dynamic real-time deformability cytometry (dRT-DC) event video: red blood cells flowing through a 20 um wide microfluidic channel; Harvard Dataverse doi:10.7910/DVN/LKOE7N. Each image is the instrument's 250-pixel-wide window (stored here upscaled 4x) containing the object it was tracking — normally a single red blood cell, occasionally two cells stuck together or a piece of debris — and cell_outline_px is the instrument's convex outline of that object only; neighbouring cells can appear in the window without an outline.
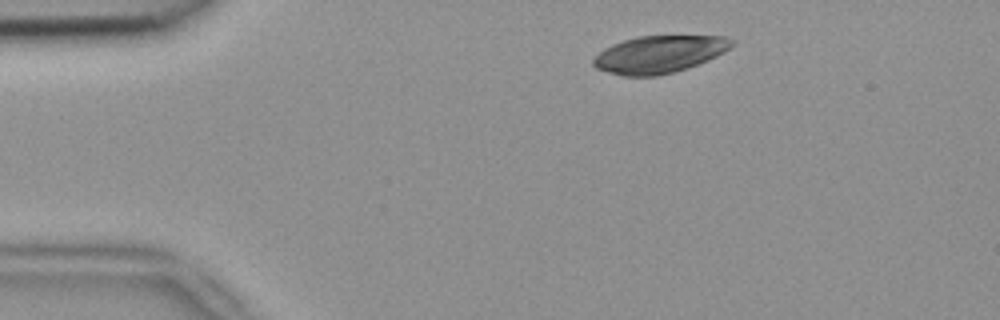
{"species": "common noctule bat (a hibernating species)", "species_latin": "Nyctalus noctula", "temperature_condition": "room temperature", "stored_images_in_passage": 5, "camera_frame_rate_fps": 3000, "um_per_image_px": 0.085, "animal": {"sex": "female", "body_mass_g": 18.4}, "frame": {"image": 1, "passage_image": 1, "time_ms": 0.0, "image_size_px": [1000, 320], "cell_outline_px": [[736, 44], [724, 52], [708, 60], [688, 68], [656, 76], [624, 76], [608, 72], [596, 68], [592, 64], [592, 60], [604, 48], [612, 44], [636, 36], [728, 36], [736, 40]], "centroid_in_image_um": [56.07, 4.61], "position_along_channel_um": 28.9, "area_um2": 30.23}}